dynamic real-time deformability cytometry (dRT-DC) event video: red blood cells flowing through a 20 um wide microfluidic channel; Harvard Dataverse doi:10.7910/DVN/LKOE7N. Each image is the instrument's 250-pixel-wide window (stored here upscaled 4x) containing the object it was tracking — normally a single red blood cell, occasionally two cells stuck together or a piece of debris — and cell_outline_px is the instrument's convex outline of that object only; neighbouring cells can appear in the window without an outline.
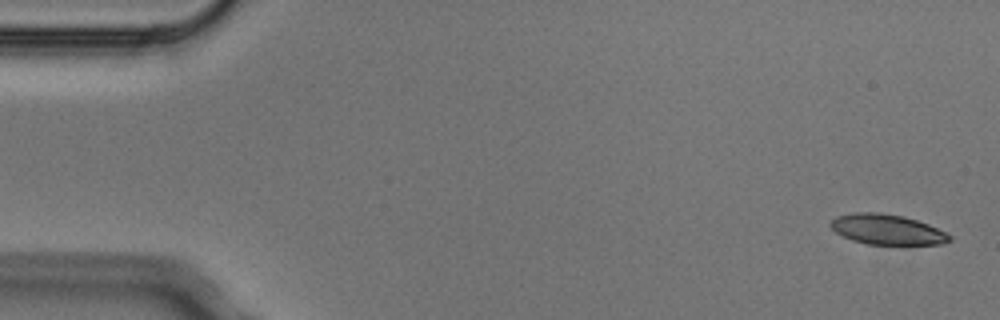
{"species": "Egyptian fruit bat (a non-hibernating species)", "species_latin": "Rousettus aegyptiacus", "temperature_condition": "cold", "stored_images_in_passage": 6, "camera_frame_rate_fps": 3000, "um_per_image_px": 0.085, "animal": {"sex": "male"}, "frame": {"image": 1, "passage_image": 1, "time_ms": 0.0, "image_size_px": [1000, 320], "cell_outline_px": [[952, 240], [940, 244], [868, 244], [852, 240], [836, 232], [828, 224], [836, 216], [856, 212], [880, 212], [904, 216], [928, 224], [952, 236]], "centroid_in_image_um": [75.38, 19.49], "position_along_channel_um": 9.6, "area_um2": 20.81}}
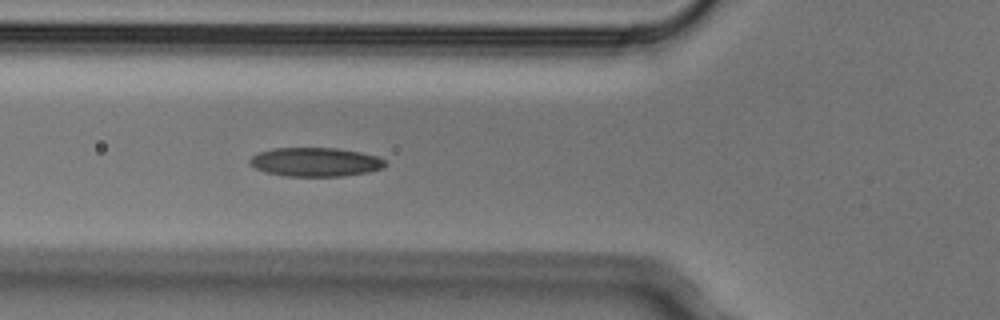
{"frame": {"image": 2, "passage_image": 6, "time_ms": 1.667, "image_size_px": [1000, 320], "cell_outline_px": [[388, 164], [384, 168], [368, 172], [344, 176], [288, 176], [268, 172], [256, 168], [248, 164], [248, 160], [256, 152], [276, 148], [336, 148], [360, 152], [376, 156], [384, 160]], "centroid_in_image_um": [26.81, 13.77], "position_along_channel_um": 99.0, "area_um2": 22.83}}